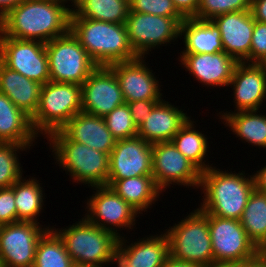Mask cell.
I'll return each instance as SVG.
<instances>
[{"label": "cell", "instance_id": "cell-1", "mask_svg": "<svg viewBox=\"0 0 266 267\" xmlns=\"http://www.w3.org/2000/svg\"><path fill=\"white\" fill-rule=\"evenodd\" d=\"M70 2L24 0L0 19V32L11 38L48 43L69 31Z\"/></svg>", "mask_w": 266, "mask_h": 267}, {"label": "cell", "instance_id": "cell-2", "mask_svg": "<svg viewBox=\"0 0 266 267\" xmlns=\"http://www.w3.org/2000/svg\"><path fill=\"white\" fill-rule=\"evenodd\" d=\"M211 166L201 172L199 189L204 194L198 207L209 215L240 220L253 190V175Z\"/></svg>", "mask_w": 266, "mask_h": 267}, {"label": "cell", "instance_id": "cell-3", "mask_svg": "<svg viewBox=\"0 0 266 267\" xmlns=\"http://www.w3.org/2000/svg\"><path fill=\"white\" fill-rule=\"evenodd\" d=\"M69 30L97 66L138 58L129 43L125 24L70 18Z\"/></svg>", "mask_w": 266, "mask_h": 267}, {"label": "cell", "instance_id": "cell-4", "mask_svg": "<svg viewBox=\"0 0 266 267\" xmlns=\"http://www.w3.org/2000/svg\"><path fill=\"white\" fill-rule=\"evenodd\" d=\"M49 144L55 163L73 182L94 186H107L109 176V154L70 140L61 130L49 134Z\"/></svg>", "mask_w": 266, "mask_h": 267}, {"label": "cell", "instance_id": "cell-5", "mask_svg": "<svg viewBox=\"0 0 266 267\" xmlns=\"http://www.w3.org/2000/svg\"><path fill=\"white\" fill-rule=\"evenodd\" d=\"M82 216L66 228L59 229L52 226V229L63 240L75 267H105L119 238Z\"/></svg>", "mask_w": 266, "mask_h": 267}, {"label": "cell", "instance_id": "cell-6", "mask_svg": "<svg viewBox=\"0 0 266 267\" xmlns=\"http://www.w3.org/2000/svg\"><path fill=\"white\" fill-rule=\"evenodd\" d=\"M81 111V85L48 81L41 87L31 125L34 132L45 139Z\"/></svg>", "mask_w": 266, "mask_h": 267}, {"label": "cell", "instance_id": "cell-7", "mask_svg": "<svg viewBox=\"0 0 266 267\" xmlns=\"http://www.w3.org/2000/svg\"><path fill=\"white\" fill-rule=\"evenodd\" d=\"M168 228L163 231L168 238L170 257L202 266L214 262L206 212L197 207Z\"/></svg>", "mask_w": 266, "mask_h": 267}, {"label": "cell", "instance_id": "cell-8", "mask_svg": "<svg viewBox=\"0 0 266 267\" xmlns=\"http://www.w3.org/2000/svg\"><path fill=\"white\" fill-rule=\"evenodd\" d=\"M50 81L82 85L97 67L69 30L45 43Z\"/></svg>", "mask_w": 266, "mask_h": 267}, {"label": "cell", "instance_id": "cell-9", "mask_svg": "<svg viewBox=\"0 0 266 267\" xmlns=\"http://www.w3.org/2000/svg\"><path fill=\"white\" fill-rule=\"evenodd\" d=\"M183 17H164L148 13L129 12L126 29L129 43L138 57H146L160 46L181 40ZM164 44V45H163ZM146 55V56H145Z\"/></svg>", "mask_w": 266, "mask_h": 267}, {"label": "cell", "instance_id": "cell-10", "mask_svg": "<svg viewBox=\"0 0 266 267\" xmlns=\"http://www.w3.org/2000/svg\"><path fill=\"white\" fill-rule=\"evenodd\" d=\"M90 188L94 194L92 193V196L87 197V202L85 201L84 216L91 223L103 230L112 232L118 238L124 236L123 232L121 234L123 229L124 231L125 229H131V231L133 228L135 229L136 218L140 215L136 209L125 202L109 186H94Z\"/></svg>", "mask_w": 266, "mask_h": 267}, {"label": "cell", "instance_id": "cell-11", "mask_svg": "<svg viewBox=\"0 0 266 267\" xmlns=\"http://www.w3.org/2000/svg\"><path fill=\"white\" fill-rule=\"evenodd\" d=\"M214 262L248 264L258 260L259 249L250 240L240 220L207 214Z\"/></svg>", "mask_w": 266, "mask_h": 267}, {"label": "cell", "instance_id": "cell-12", "mask_svg": "<svg viewBox=\"0 0 266 267\" xmlns=\"http://www.w3.org/2000/svg\"><path fill=\"white\" fill-rule=\"evenodd\" d=\"M152 176L161 192L171 188V185L199 189L201 183V171L172 141L152 144Z\"/></svg>", "mask_w": 266, "mask_h": 267}, {"label": "cell", "instance_id": "cell-13", "mask_svg": "<svg viewBox=\"0 0 266 267\" xmlns=\"http://www.w3.org/2000/svg\"><path fill=\"white\" fill-rule=\"evenodd\" d=\"M30 221L0 225V267H33L38 240L48 230Z\"/></svg>", "mask_w": 266, "mask_h": 267}, {"label": "cell", "instance_id": "cell-14", "mask_svg": "<svg viewBox=\"0 0 266 267\" xmlns=\"http://www.w3.org/2000/svg\"><path fill=\"white\" fill-rule=\"evenodd\" d=\"M0 60L10 69L44 85L50 81L45 43L4 36L0 32Z\"/></svg>", "mask_w": 266, "mask_h": 267}, {"label": "cell", "instance_id": "cell-15", "mask_svg": "<svg viewBox=\"0 0 266 267\" xmlns=\"http://www.w3.org/2000/svg\"><path fill=\"white\" fill-rule=\"evenodd\" d=\"M124 103L119 81L109 66H97L81 85L83 112L105 117Z\"/></svg>", "mask_w": 266, "mask_h": 267}, {"label": "cell", "instance_id": "cell-16", "mask_svg": "<svg viewBox=\"0 0 266 267\" xmlns=\"http://www.w3.org/2000/svg\"><path fill=\"white\" fill-rule=\"evenodd\" d=\"M147 57H138L127 62H117L109 65L116 75L125 103L139 100L161 101L163 91L158 77L146 62ZM149 67V68H148Z\"/></svg>", "mask_w": 266, "mask_h": 267}, {"label": "cell", "instance_id": "cell-17", "mask_svg": "<svg viewBox=\"0 0 266 267\" xmlns=\"http://www.w3.org/2000/svg\"><path fill=\"white\" fill-rule=\"evenodd\" d=\"M152 175V144L141 137L116 140L109 154L108 180Z\"/></svg>", "mask_w": 266, "mask_h": 267}, {"label": "cell", "instance_id": "cell-18", "mask_svg": "<svg viewBox=\"0 0 266 267\" xmlns=\"http://www.w3.org/2000/svg\"><path fill=\"white\" fill-rule=\"evenodd\" d=\"M178 60L185 71L193 76L203 87H228L238 62L220 51L214 54H180ZM183 65V66H182Z\"/></svg>", "mask_w": 266, "mask_h": 267}, {"label": "cell", "instance_id": "cell-19", "mask_svg": "<svg viewBox=\"0 0 266 267\" xmlns=\"http://www.w3.org/2000/svg\"><path fill=\"white\" fill-rule=\"evenodd\" d=\"M220 30L223 50L238 63H250L254 18L250 10L219 15L212 19Z\"/></svg>", "mask_w": 266, "mask_h": 267}, {"label": "cell", "instance_id": "cell-20", "mask_svg": "<svg viewBox=\"0 0 266 267\" xmlns=\"http://www.w3.org/2000/svg\"><path fill=\"white\" fill-rule=\"evenodd\" d=\"M229 85L233 90L234 112L259 110L266 105L263 104L266 101V72L257 63H238Z\"/></svg>", "mask_w": 266, "mask_h": 267}, {"label": "cell", "instance_id": "cell-21", "mask_svg": "<svg viewBox=\"0 0 266 267\" xmlns=\"http://www.w3.org/2000/svg\"><path fill=\"white\" fill-rule=\"evenodd\" d=\"M170 101L162 99L151 110L145 122L138 128V137L150 144L171 141L191 116Z\"/></svg>", "mask_w": 266, "mask_h": 267}, {"label": "cell", "instance_id": "cell-22", "mask_svg": "<svg viewBox=\"0 0 266 267\" xmlns=\"http://www.w3.org/2000/svg\"><path fill=\"white\" fill-rule=\"evenodd\" d=\"M60 130L70 140L107 154L111 153L116 143V139L107 128L104 117L83 111L73 116Z\"/></svg>", "mask_w": 266, "mask_h": 267}, {"label": "cell", "instance_id": "cell-23", "mask_svg": "<svg viewBox=\"0 0 266 267\" xmlns=\"http://www.w3.org/2000/svg\"><path fill=\"white\" fill-rule=\"evenodd\" d=\"M42 84L8 68L0 60V93L5 94L30 118L36 113Z\"/></svg>", "mask_w": 266, "mask_h": 267}, {"label": "cell", "instance_id": "cell-24", "mask_svg": "<svg viewBox=\"0 0 266 267\" xmlns=\"http://www.w3.org/2000/svg\"><path fill=\"white\" fill-rule=\"evenodd\" d=\"M37 137L39 136L32 128L31 118L5 94L0 93V143L33 147L37 144Z\"/></svg>", "mask_w": 266, "mask_h": 267}, {"label": "cell", "instance_id": "cell-25", "mask_svg": "<svg viewBox=\"0 0 266 267\" xmlns=\"http://www.w3.org/2000/svg\"><path fill=\"white\" fill-rule=\"evenodd\" d=\"M125 236L118 239V244L129 254L128 267H162L169 257V242L165 232L139 237L135 242L125 239Z\"/></svg>", "mask_w": 266, "mask_h": 267}, {"label": "cell", "instance_id": "cell-26", "mask_svg": "<svg viewBox=\"0 0 266 267\" xmlns=\"http://www.w3.org/2000/svg\"><path fill=\"white\" fill-rule=\"evenodd\" d=\"M183 51L180 54H214L223 50L220 30L212 20L185 18L181 23Z\"/></svg>", "mask_w": 266, "mask_h": 267}, {"label": "cell", "instance_id": "cell-27", "mask_svg": "<svg viewBox=\"0 0 266 267\" xmlns=\"http://www.w3.org/2000/svg\"><path fill=\"white\" fill-rule=\"evenodd\" d=\"M259 112V113H258ZM221 123L229 127L235 137H239L243 143L247 142L255 147L266 148V114L260 113L259 110L249 111H221L217 113Z\"/></svg>", "mask_w": 266, "mask_h": 267}, {"label": "cell", "instance_id": "cell-28", "mask_svg": "<svg viewBox=\"0 0 266 267\" xmlns=\"http://www.w3.org/2000/svg\"><path fill=\"white\" fill-rule=\"evenodd\" d=\"M111 187L125 202L140 214L148 212L163 194L156 186L152 175L136 176L121 180H108Z\"/></svg>", "mask_w": 266, "mask_h": 267}, {"label": "cell", "instance_id": "cell-29", "mask_svg": "<svg viewBox=\"0 0 266 267\" xmlns=\"http://www.w3.org/2000/svg\"><path fill=\"white\" fill-rule=\"evenodd\" d=\"M70 18H87L125 24L130 11L129 0H71Z\"/></svg>", "mask_w": 266, "mask_h": 267}, {"label": "cell", "instance_id": "cell-30", "mask_svg": "<svg viewBox=\"0 0 266 267\" xmlns=\"http://www.w3.org/2000/svg\"><path fill=\"white\" fill-rule=\"evenodd\" d=\"M196 122L190 118L171 141L188 160L203 172L213 166V163L209 164L208 161V153L210 152L209 138L204 133L202 134V131L196 129Z\"/></svg>", "mask_w": 266, "mask_h": 267}, {"label": "cell", "instance_id": "cell-31", "mask_svg": "<svg viewBox=\"0 0 266 267\" xmlns=\"http://www.w3.org/2000/svg\"><path fill=\"white\" fill-rule=\"evenodd\" d=\"M23 176L13 184L15 197V205L17 208V222L30 221L38 222V217L43 211L45 205L46 193L42 187V183L36 177Z\"/></svg>", "mask_w": 266, "mask_h": 267}, {"label": "cell", "instance_id": "cell-32", "mask_svg": "<svg viewBox=\"0 0 266 267\" xmlns=\"http://www.w3.org/2000/svg\"><path fill=\"white\" fill-rule=\"evenodd\" d=\"M240 222L258 249L266 245V193L253 190Z\"/></svg>", "mask_w": 266, "mask_h": 267}, {"label": "cell", "instance_id": "cell-33", "mask_svg": "<svg viewBox=\"0 0 266 267\" xmlns=\"http://www.w3.org/2000/svg\"><path fill=\"white\" fill-rule=\"evenodd\" d=\"M33 267H75L63 240L53 229L38 240Z\"/></svg>", "mask_w": 266, "mask_h": 267}, {"label": "cell", "instance_id": "cell-34", "mask_svg": "<svg viewBox=\"0 0 266 267\" xmlns=\"http://www.w3.org/2000/svg\"><path fill=\"white\" fill-rule=\"evenodd\" d=\"M31 146H22L14 143H0V188L11 187L23 176L22 165L18 154Z\"/></svg>", "mask_w": 266, "mask_h": 267}, {"label": "cell", "instance_id": "cell-35", "mask_svg": "<svg viewBox=\"0 0 266 267\" xmlns=\"http://www.w3.org/2000/svg\"><path fill=\"white\" fill-rule=\"evenodd\" d=\"M104 119L116 140L133 138L138 134V128L132 120L127 103L114 108Z\"/></svg>", "mask_w": 266, "mask_h": 267}, {"label": "cell", "instance_id": "cell-36", "mask_svg": "<svg viewBox=\"0 0 266 267\" xmlns=\"http://www.w3.org/2000/svg\"><path fill=\"white\" fill-rule=\"evenodd\" d=\"M251 0H200L195 19L212 20L226 13L250 10Z\"/></svg>", "mask_w": 266, "mask_h": 267}, {"label": "cell", "instance_id": "cell-37", "mask_svg": "<svg viewBox=\"0 0 266 267\" xmlns=\"http://www.w3.org/2000/svg\"><path fill=\"white\" fill-rule=\"evenodd\" d=\"M130 11L164 17H182L172 0H129Z\"/></svg>", "mask_w": 266, "mask_h": 267}, {"label": "cell", "instance_id": "cell-38", "mask_svg": "<svg viewBox=\"0 0 266 267\" xmlns=\"http://www.w3.org/2000/svg\"><path fill=\"white\" fill-rule=\"evenodd\" d=\"M17 222V208L13 185L7 188H0V225Z\"/></svg>", "mask_w": 266, "mask_h": 267}, {"label": "cell", "instance_id": "cell-39", "mask_svg": "<svg viewBox=\"0 0 266 267\" xmlns=\"http://www.w3.org/2000/svg\"><path fill=\"white\" fill-rule=\"evenodd\" d=\"M266 54V23L254 20L250 47V63H257Z\"/></svg>", "mask_w": 266, "mask_h": 267}, {"label": "cell", "instance_id": "cell-40", "mask_svg": "<svg viewBox=\"0 0 266 267\" xmlns=\"http://www.w3.org/2000/svg\"><path fill=\"white\" fill-rule=\"evenodd\" d=\"M158 102L160 101L139 100L127 103L132 120L137 128L145 122L146 117L150 115L151 110Z\"/></svg>", "mask_w": 266, "mask_h": 267}, {"label": "cell", "instance_id": "cell-41", "mask_svg": "<svg viewBox=\"0 0 266 267\" xmlns=\"http://www.w3.org/2000/svg\"><path fill=\"white\" fill-rule=\"evenodd\" d=\"M178 13L185 18H195L200 0H172Z\"/></svg>", "mask_w": 266, "mask_h": 267}, {"label": "cell", "instance_id": "cell-42", "mask_svg": "<svg viewBox=\"0 0 266 267\" xmlns=\"http://www.w3.org/2000/svg\"><path fill=\"white\" fill-rule=\"evenodd\" d=\"M129 262V254L117 243L110 253L107 267L110 264H116L115 267H128Z\"/></svg>", "mask_w": 266, "mask_h": 267}, {"label": "cell", "instance_id": "cell-43", "mask_svg": "<svg viewBox=\"0 0 266 267\" xmlns=\"http://www.w3.org/2000/svg\"><path fill=\"white\" fill-rule=\"evenodd\" d=\"M250 11L254 20L266 23V0H251Z\"/></svg>", "mask_w": 266, "mask_h": 267}, {"label": "cell", "instance_id": "cell-44", "mask_svg": "<svg viewBox=\"0 0 266 267\" xmlns=\"http://www.w3.org/2000/svg\"><path fill=\"white\" fill-rule=\"evenodd\" d=\"M253 175L255 189L266 193V164L259 170L254 171Z\"/></svg>", "mask_w": 266, "mask_h": 267}, {"label": "cell", "instance_id": "cell-45", "mask_svg": "<svg viewBox=\"0 0 266 267\" xmlns=\"http://www.w3.org/2000/svg\"><path fill=\"white\" fill-rule=\"evenodd\" d=\"M24 0H0V19Z\"/></svg>", "mask_w": 266, "mask_h": 267}, {"label": "cell", "instance_id": "cell-46", "mask_svg": "<svg viewBox=\"0 0 266 267\" xmlns=\"http://www.w3.org/2000/svg\"><path fill=\"white\" fill-rule=\"evenodd\" d=\"M162 267H203V266L193 262L176 260L169 256Z\"/></svg>", "mask_w": 266, "mask_h": 267}, {"label": "cell", "instance_id": "cell-47", "mask_svg": "<svg viewBox=\"0 0 266 267\" xmlns=\"http://www.w3.org/2000/svg\"><path fill=\"white\" fill-rule=\"evenodd\" d=\"M245 264L229 263V262H213L208 266L203 267H243Z\"/></svg>", "mask_w": 266, "mask_h": 267}, {"label": "cell", "instance_id": "cell-48", "mask_svg": "<svg viewBox=\"0 0 266 267\" xmlns=\"http://www.w3.org/2000/svg\"><path fill=\"white\" fill-rule=\"evenodd\" d=\"M258 260L266 267V245L259 248Z\"/></svg>", "mask_w": 266, "mask_h": 267}, {"label": "cell", "instance_id": "cell-49", "mask_svg": "<svg viewBox=\"0 0 266 267\" xmlns=\"http://www.w3.org/2000/svg\"><path fill=\"white\" fill-rule=\"evenodd\" d=\"M243 267H264V266L259 260H256L254 262L245 264Z\"/></svg>", "mask_w": 266, "mask_h": 267}, {"label": "cell", "instance_id": "cell-50", "mask_svg": "<svg viewBox=\"0 0 266 267\" xmlns=\"http://www.w3.org/2000/svg\"><path fill=\"white\" fill-rule=\"evenodd\" d=\"M259 66H261L266 72V54L257 62Z\"/></svg>", "mask_w": 266, "mask_h": 267}]
</instances>
